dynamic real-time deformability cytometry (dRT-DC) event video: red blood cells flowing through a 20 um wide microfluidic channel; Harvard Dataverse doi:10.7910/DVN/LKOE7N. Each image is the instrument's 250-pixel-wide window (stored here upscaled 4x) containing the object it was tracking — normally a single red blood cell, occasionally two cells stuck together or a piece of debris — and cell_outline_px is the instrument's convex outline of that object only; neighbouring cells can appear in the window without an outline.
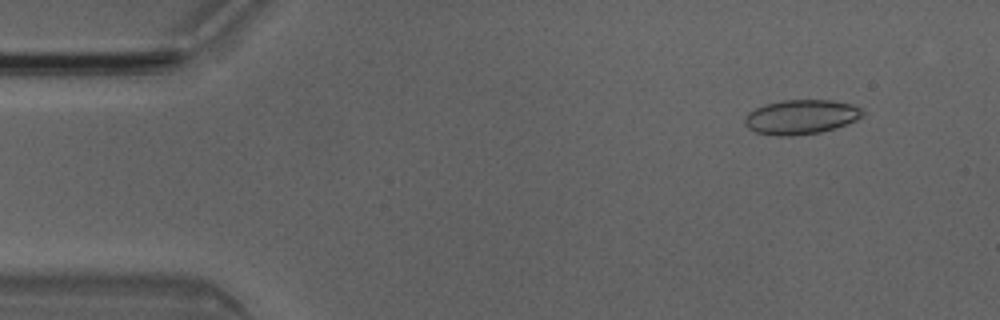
{"species": "Egyptian fruit bat (a non-hibernating species)", "species_latin": "Rousettus aegyptiacus", "temperature_condition": "room temperature", "stored_images_in_passage": 50, "camera_frame_rate_fps": 3000, "um_per_image_px": 0.085, "animal": {"sex": "male"}, "frame": {"image": 1, "passage_image": 5, "time_ms": 1.333, "image_size_px": [1000, 320], "cell_outline_px": [[864, 116], [856, 120], [836, 128], [820, 132], [792, 136], [776, 136], [756, 132], [748, 128], [744, 124], [744, 116], [748, 112], [764, 104], [784, 100], [832, 100], [852, 104], [860, 108], [864, 112]], "centroid_in_image_um": [68.08, 9.94], "position_along_channel_um": 16.9, "area_um2": 23.87}}
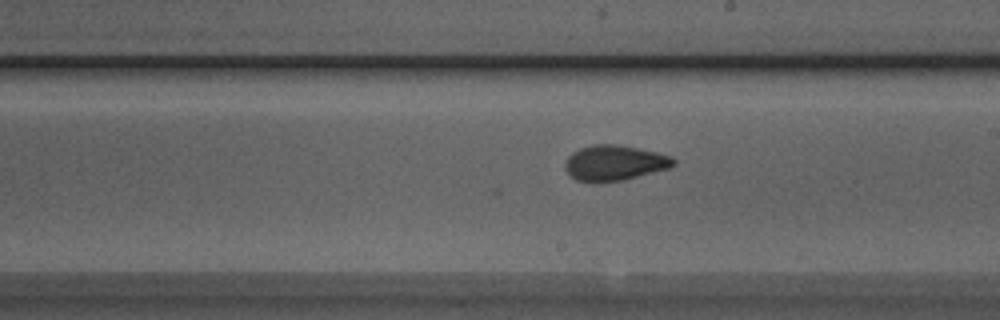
{"frame": {"image": 2, "passage_image": 28, "time_ms": 9.0, "image_size_px": [1000, 320], "cell_outline_px": [[676, 164], [668, 168], [624, 180], [576, 180], [564, 168], [564, 164], [568, 156], [572, 152], [580, 148], [592, 144], [616, 144], [656, 152], [672, 156], [676, 160]], "centroid_in_image_um": [52.25, 13.81], "position_along_channel_um": 236.8, "area_um2": 21.91}}
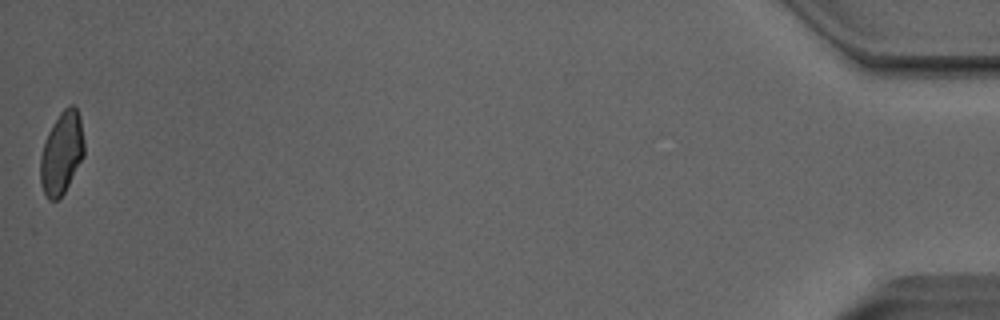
{"frame": {"image": 3, "passage_image": 50, "time_ms": 16.333, "image_size_px": [1000, 320], "cell_outline_px": [[84, 156], [64, 192], [56, 200], [48, 200], [40, 184], [40, 156], [48, 132], [52, 124], [60, 112], [64, 108], [72, 104], [76, 108], [80, 116], [84, 140]], "centroid_in_image_um": [5.24, 12.99], "position_along_channel_um": 430.0, "area_um2": 20.98}}